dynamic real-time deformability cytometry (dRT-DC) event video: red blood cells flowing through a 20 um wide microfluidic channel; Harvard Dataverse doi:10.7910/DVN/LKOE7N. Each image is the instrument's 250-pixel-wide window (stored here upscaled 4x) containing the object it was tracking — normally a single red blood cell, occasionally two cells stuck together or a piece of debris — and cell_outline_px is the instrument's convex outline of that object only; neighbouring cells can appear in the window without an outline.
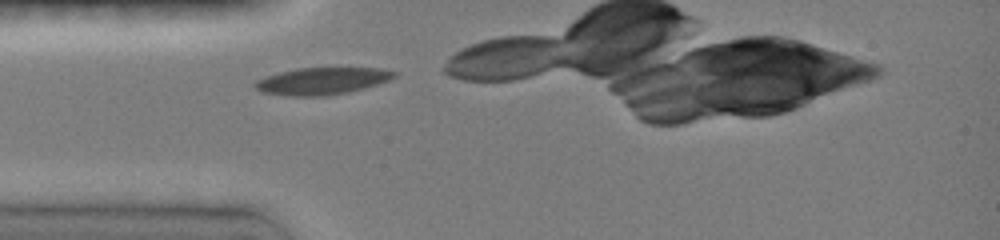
{"species": "common noctule bat (a hibernating species)", "species_latin": "Nyctalus noctula", "temperature_condition": "room temperature", "stored_images_in_passage": 35, "camera_frame_rate_fps": 3000, "um_per_image_px": 0.085, "animal": {"sex": "female", "body_mass_g": 19.0, "forearm_length_mm": 51.5}, "frame": {"image": 1, "passage_image": 1, "time_ms": 0.0, "image_size_px": [1000, 240], "cell_outline_px": [[396, 76], [388, 80], [364, 88], [348, 92], [324, 96], [288, 96], [264, 92], [256, 88], [252, 84], [256, 80], [264, 76], [296, 68], [380, 68], [396, 72]], "centroid_in_image_um": [27.33, 6.88], "position_along_channel_um": 57.7, "area_um2": 21.85}}